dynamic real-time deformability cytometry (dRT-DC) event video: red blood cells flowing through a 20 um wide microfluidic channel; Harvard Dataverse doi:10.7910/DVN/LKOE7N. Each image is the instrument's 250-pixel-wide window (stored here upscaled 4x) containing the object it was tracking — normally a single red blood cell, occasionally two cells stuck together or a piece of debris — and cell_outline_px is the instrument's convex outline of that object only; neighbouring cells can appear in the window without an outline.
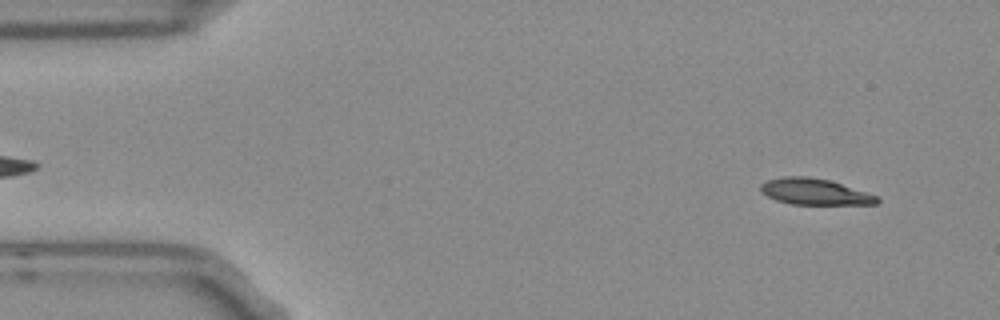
{"species": "Egyptian fruit bat (a non-hibernating species)", "species_latin": "Rousettus aegyptiacus", "temperature_condition": "room temperature", "stored_images_in_passage": 53, "camera_frame_rate_fps": 3000, "um_per_image_px": 0.085, "frame": {"image": 1, "passage_image": 4, "time_ms": 1.0, "image_size_px": [1000, 320], "cell_outline_px": [[880, 200], [876, 204], [792, 204], [776, 200], [760, 192], [760, 184], [768, 180], [784, 176], [808, 176], [828, 180], [880, 196]], "centroid_in_image_um": [69.25, 16.29], "position_along_channel_um": 15.8, "area_um2": 17.69}}
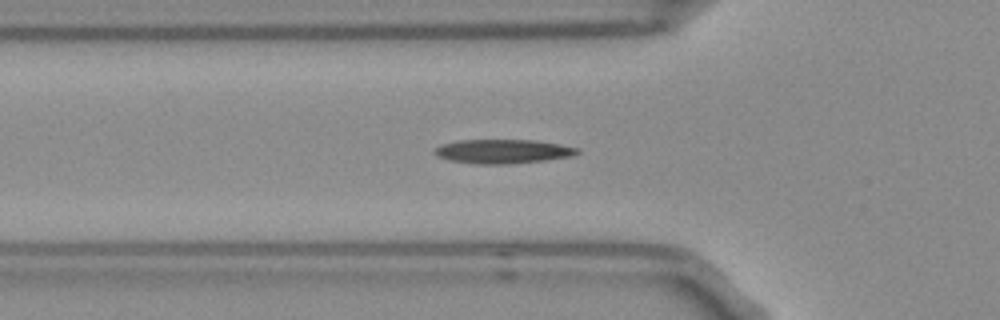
{"frame": {"image": 2, "passage_image": 17, "time_ms": 5.333, "image_size_px": [1000, 320], "cell_outline_px": [[580, 152], [568, 156], [544, 160], [508, 164], [472, 164], [448, 160], [436, 156], [432, 152], [436, 148], [444, 144], [460, 140], [536, 140], [580, 148]], "centroid_in_image_um": [42.7, 12.87], "position_along_channel_um": 83.1, "area_um2": 19.94}}
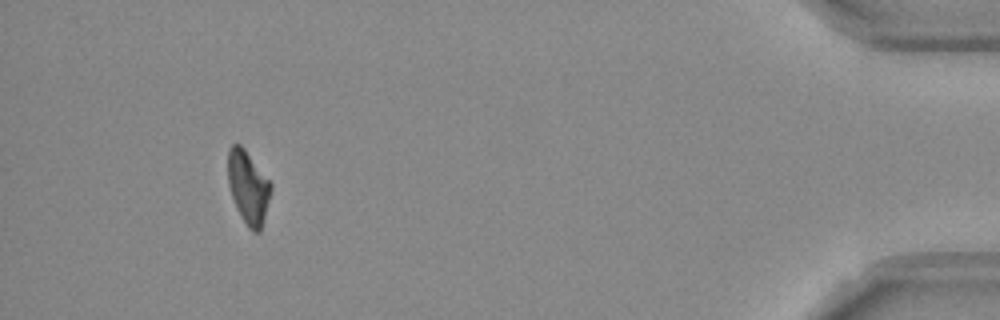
{"frame": {"image": 3, "passage_image": 49, "time_ms": 16.0, "image_size_px": [1000, 320], "cell_outline_px": [[272, 188], [264, 220], [260, 232], [252, 232], [248, 228], [240, 216], [232, 196], [228, 184], [228, 148], [232, 144], [240, 144], [244, 148], [272, 184]], "centroid_in_image_um": [21.09, 15.93], "position_along_channel_um": 414.1, "area_um2": 18.26}, "authors_computed_cell_mechanics": {"area_um2": 18.9584, "velocity_mm_per_s": 3.761, "shape_relaxation_time_tau1_ms": 7.3349, "shape_relaxation_time_tau2_ms": 10.6695, "deformation_change_tau1": 0.202, "deformation_change_tau2": 0.2095}}